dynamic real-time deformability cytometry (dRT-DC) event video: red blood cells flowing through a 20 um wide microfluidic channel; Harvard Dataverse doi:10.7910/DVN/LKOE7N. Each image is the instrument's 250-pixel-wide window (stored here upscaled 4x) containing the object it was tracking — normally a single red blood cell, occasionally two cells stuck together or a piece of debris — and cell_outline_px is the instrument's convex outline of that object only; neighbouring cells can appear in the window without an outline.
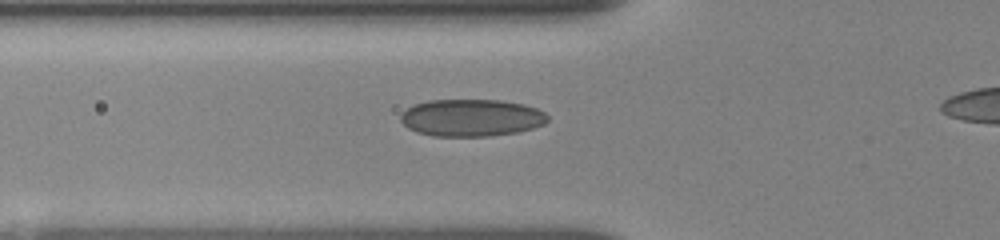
{"species": "human", "species_latin": "Homo sapiens", "temperature_condition": "room temperature", "stored_images_in_passage": 19, "camera_frame_rate_fps": 3000, "um_per_image_px": 0.085, "donor": {"sex": "female"}, "frame": {"image": 1, "passage_image": 2, "time_ms": 0.333, "image_size_px": [1000, 240], "cell_outline_px": [[548, 120], [544, 124], [532, 128], [516, 132], [492, 136], [432, 136], [416, 132], [408, 128], [400, 120], [400, 112], [412, 104], [428, 100], [500, 100], [524, 104], [536, 108], [544, 112], [548, 116]], "centroid_in_image_um": [40.03, 10.0], "position_along_channel_um": 85.8, "area_um2": 32.14}}
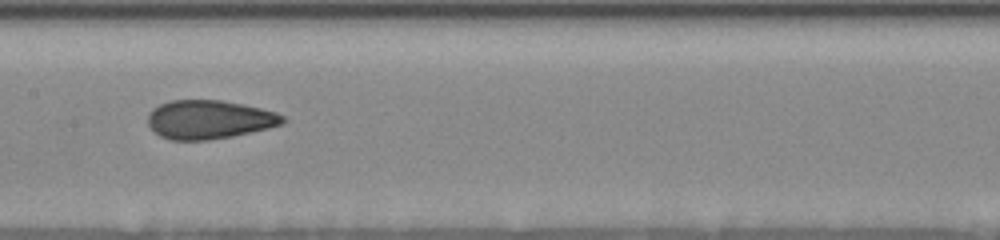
{"frame": {"image": 2, "passage_image": 8, "time_ms": 3.0, "image_size_px": [1000, 240], "cell_outline_px": [[288, 120], [284, 124], [268, 128], [232, 136], [208, 140], [172, 140], [160, 136], [148, 124], [148, 112], [152, 108], [160, 104], [172, 100], [220, 100], [260, 108], [276, 112], [284, 116]], "centroid_in_image_um": [17.79, 10.16], "position_along_channel_um": 189.6, "area_um2": 30.4}}
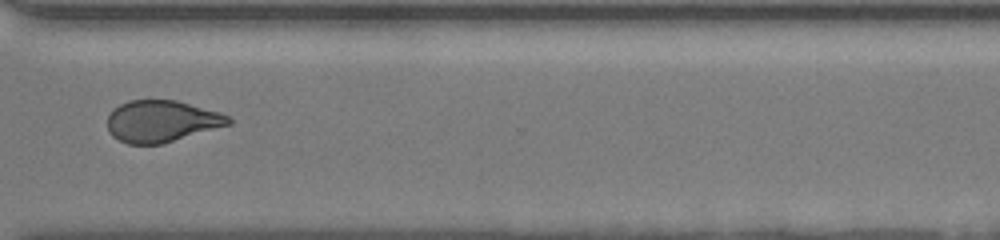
{"frame": {"image": 3, "passage_image": 17, "time_ms": 7.333, "image_size_px": [1000, 240], "cell_outline_px": [[232, 124], [160, 144], [128, 144], [112, 136], [108, 132], [108, 116], [120, 104], [128, 100], [176, 100], [220, 112], [228, 116], [232, 120]], "centroid_in_image_um": [13.74, 10.3], "position_along_channel_um": 356.9, "area_um2": 29.25}}